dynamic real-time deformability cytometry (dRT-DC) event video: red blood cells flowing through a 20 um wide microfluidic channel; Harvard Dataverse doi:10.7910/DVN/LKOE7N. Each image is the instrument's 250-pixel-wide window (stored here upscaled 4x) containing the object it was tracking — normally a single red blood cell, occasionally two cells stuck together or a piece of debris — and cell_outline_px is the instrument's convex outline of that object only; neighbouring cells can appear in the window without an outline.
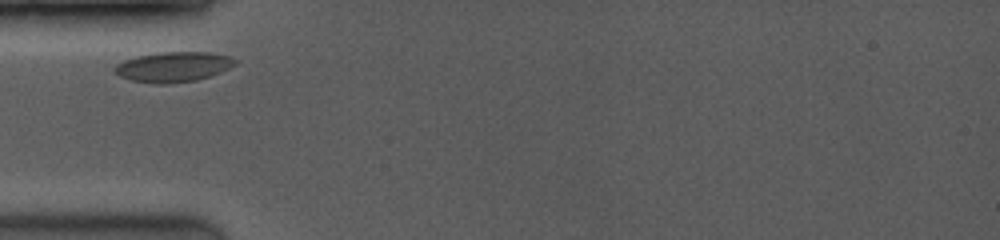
{"species": "common noctule bat (a hibernating species)", "species_latin": "Nyctalus noctula", "temperature_condition": "room temperature", "stored_images_in_passage": 17, "camera_frame_rate_fps": 3500, "um_per_image_px": 0.085, "animal": {"sex": "female", "body_mass_g": 19.0, "forearm_length_mm": 53.3}, "frame": {"image": 1, "passage_image": 1, "time_ms": 0.0, "image_size_px": [1000, 240], "cell_outline_px": [[240, 60], [236, 64], [220, 72], [196, 80], [164, 84], [160, 84], [132, 80], [120, 76], [112, 68], [116, 64], [124, 60], [136, 56], [160, 52], [208, 52], [228, 56]], "centroid_in_image_um": [14.73, 5.67], "position_along_channel_um": 70.3, "area_um2": 20.98}}
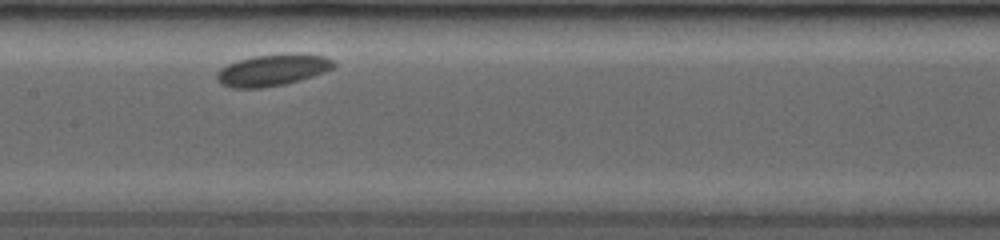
{"frame": {"image": 2, "passage_image": 7, "time_ms": 3.143, "image_size_px": [1000, 240], "cell_outline_px": [[336, 64], [332, 68], [324, 72], [300, 80], [284, 84], [260, 88], [232, 88], [220, 84], [216, 80], [216, 72], [220, 68], [228, 64], [252, 56], [284, 52], [304, 52], [324, 56], [332, 60]], "centroid_in_image_um": [23.16, 5.93], "position_along_channel_um": 184.2, "area_um2": 21.96}}
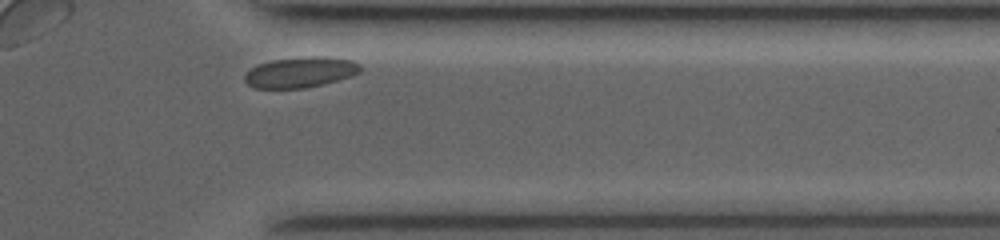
{"frame": {"image": 3, "passage_image": 16, "time_ms": 8.571, "image_size_px": [1000, 240], "cell_outline_px": [[364, 68], [360, 72], [352, 76], [324, 84], [304, 88], [256, 88], [248, 84], [244, 80], [244, 76], [256, 64], [272, 60], [312, 56], [324, 56], [352, 60], [360, 64]], "centroid_in_image_um": [25.58, 6.13], "position_along_channel_um": 385.8, "area_um2": 20.69}}